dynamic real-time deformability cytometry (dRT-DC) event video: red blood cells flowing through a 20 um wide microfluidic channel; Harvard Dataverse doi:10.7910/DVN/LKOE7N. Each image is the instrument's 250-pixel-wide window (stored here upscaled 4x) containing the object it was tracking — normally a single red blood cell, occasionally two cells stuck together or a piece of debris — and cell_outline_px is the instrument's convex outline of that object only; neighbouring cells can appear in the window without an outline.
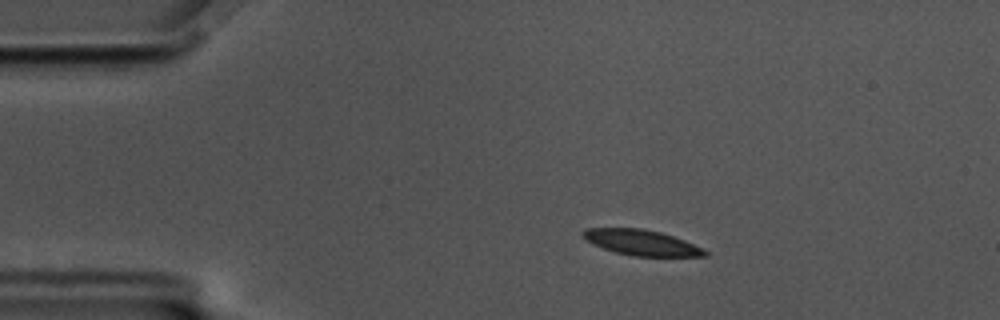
{"species": "common noctule bat (a hibernating species)", "species_latin": "Nyctalus noctula", "temperature_condition": "cold", "stored_images_in_passage": 57, "camera_frame_rate_fps": 3000, "um_per_image_px": 0.085, "animal": {"sex": "male", "body_mass_g": 17.5, "forearm_length_mm": 52.3}, "frame": {"image": 1, "passage_image": 10, "time_ms": 3.0, "image_size_px": [1000, 320], "cell_outline_px": [[708, 256], [632, 256], [616, 252], [592, 244], [580, 232], [584, 228], [640, 228], [660, 232], [684, 240], [704, 248], [708, 252]], "centroid_in_image_um": [54.54, 20.62], "position_along_channel_um": 30.5, "area_um2": 18.03}}
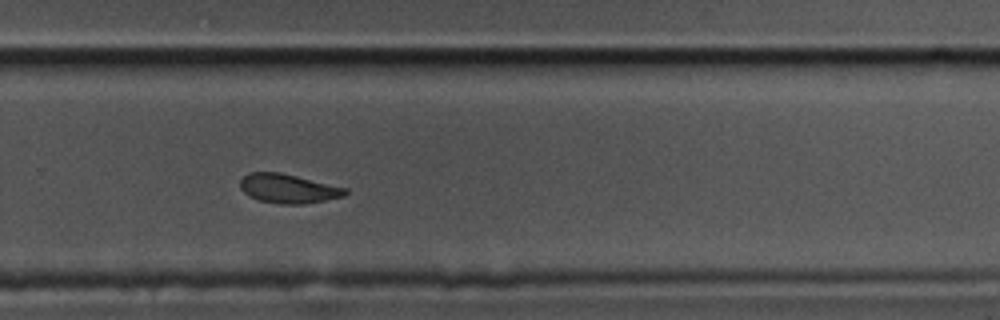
{"frame": {"image": 2, "passage_image": 38, "time_ms": 12.333, "image_size_px": [1000, 320], "cell_outline_px": [[348, 192], [344, 196], [304, 204], [280, 204], [256, 200], [248, 196], [240, 188], [240, 180], [248, 172], [280, 172], [348, 188]], "centroid_in_image_um": [24.48, 16.03], "position_along_channel_um": 305.3, "area_um2": 17.98}}
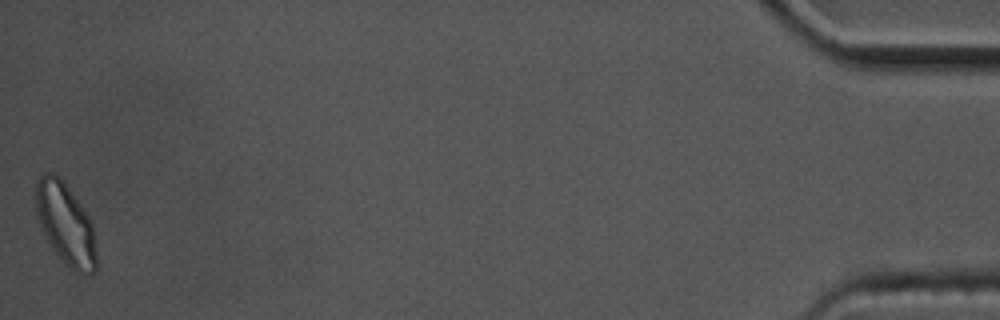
{"frame": {"image": 3, "passage_image": 57, "time_ms": 18.667, "image_size_px": [1000, 320], "cell_outline_px": [[96, 272], [76, 272], [64, 264], [52, 248], [40, 224], [36, 212], [36, 180], [44, 172], [52, 172], [64, 180], [88, 216], [92, 224], [96, 252]], "centroid_in_image_um": [5.56, 19.0], "position_along_channel_um": 429.6, "area_um2": 28.55}, "authors_computed_cell_mechanics": {"area_um2": 18.9006, "velocity_mm_per_s": 3.4811, "shape_relaxation_time_tau1_ms": 5.9752, "shape_relaxation_time_tau2_ms": 3.4594, "deformation_change_tau1": 0.1355, "deformation_change_tau2": 0.0859}}